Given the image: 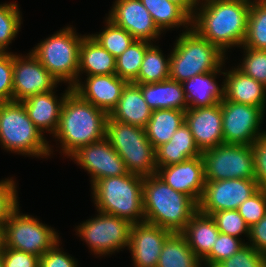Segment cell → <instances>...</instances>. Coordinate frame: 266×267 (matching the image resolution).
<instances>
[{"label": "cell", "mask_w": 266, "mask_h": 267, "mask_svg": "<svg viewBox=\"0 0 266 267\" xmlns=\"http://www.w3.org/2000/svg\"><path fill=\"white\" fill-rule=\"evenodd\" d=\"M249 227L259 222L266 214V190L259 189L237 209Z\"/></svg>", "instance_id": "obj_40"}, {"label": "cell", "mask_w": 266, "mask_h": 267, "mask_svg": "<svg viewBox=\"0 0 266 267\" xmlns=\"http://www.w3.org/2000/svg\"><path fill=\"white\" fill-rule=\"evenodd\" d=\"M0 267H4V262L2 259V254L0 253Z\"/></svg>", "instance_id": "obj_51"}, {"label": "cell", "mask_w": 266, "mask_h": 267, "mask_svg": "<svg viewBox=\"0 0 266 267\" xmlns=\"http://www.w3.org/2000/svg\"><path fill=\"white\" fill-rule=\"evenodd\" d=\"M116 58L105 50L91 35H86L79 48L78 76L115 74ZM81 72V73H80Z\"/></svg>", "instance_id": "obj_28"}, {"label": "cell", "mask_w": 266, "mask_h": 267, "mask_svg": "<svg viewBox=\"0 0 266 267\" xmlns=\"http://www.w3.org/2000/svg\"><path fill=\"white\" fill-rule=\"evenodd\" d=\"M217 70L193 76L182 83L188 108L211 107L224 99V82L222 87L216 83Z\"/></svg>", "instance_id": "obj_24"}, {"label": "cell", "mask_w": 266, "mask_h": 267, "mask_svg": "<svg viewBox=\"0 0 266 267\" xmlns=\"http://www.w3.org/2000/svg\"><path fill=\"white\" fill-rule=\"evenodd\" d=\"M57 242L39 258V267H77V261L64 253Z\"/></svg>", "instance_id": "obj_46"}, {"label": "cell", "mask_w": 266, "mask_h": 267, "mask_svg": "<svg viewBox=\"0 0 266 267\" xmlns=\"http://www.w3.org/2000/svg\"><path fill=\"white\" fill-rule=\"evenodd\" d=\"M3 248V231L2 228H0V253L2 251Z\"/></svg>", "instance_id": "obj_49"}, {"label": "cell", "mask_w": 266, "mask_h": 267, "mask_svg": "<svg viewBox=\"0 0 266 267\" xmlns=\"http://www.w3.org/2000/svg\"><path fill=\"white\" fill-rule=\"evenodd\" d=\"M246 244L247 243H244L237 237L219 232L211 252L202 260V262L219 264L223 260L233 256Z\"/></svg>", "instance_id": "obj_39"}, {"label": "cell", "mask_w": 266, "mask_h": 267, "mask_svg": "<svg viewBox=\"0 0 266 267\" xmlns=\"http://www.w3.org/2000/svg\"><path fill=\"white\" fill-rule=\"evenodd\" d=\"M172 233L145 221L132 224L128 249L135 267H157L165 240Z\"/></svg>", "instance_id": "obj_17"}, {"label": "cell", "mask_w": 266, "mask_h": 267, "mask_svg": "<svg viewBox=\"0 0 266 267\" xmlns=\"http://www.w3.org/2000/svg\"><path fill=\"white\" fill-rule=\"evenodd\" d=\"M105 138L129 173L142 177L157 174L155 148L148 140L145 128L118 122L108 115Z\"/></svg>", "instance_id": "obj_7"}, {"label": "cell", "mask_w": 266, "mask_h": 267, "mask_svg": "<svg viewBox=\"0 0 266 267\" xmlns=\"http://www.w3.org/2000/svg\"><path fill=\"white\" fill-rule=\"evenodd\" d=\"M126 83L116 74L92 75L87 76L85 84L77 81L72 91L109 115L117 106Z\"/></svg>", "instance_id": "obj_20"}, {"label": "cell", "mask_w": 266, "mask_h": 267, "mask_svg": "<svg viewBox=\"0 0 266 267\" xmlns=\"http://www.w3.org/2000/svg\"><path fill=\"white\" fill-rule=\"evenodd\" d=\"M203 263H204L205 267H220L219 264H209V263H205V262H203Z\"/></svg>", "instance_id": "obj_50"}, {"label": "cell", "mask_w": 266, "mask_h": 267, "mask_svg": "<svg viewBox=\"0 0 266 267\" xmlns=\"http://www.w3.org/2000/svg\"><path fill=\"white\" fill-rule=\"evenodd\" d=\"M72 91V87L68 86L62 97L54 94L53 90L45 93L30 96L21 103L28 114V117L34 125L43 133L44 130L50 134L57 131L60 114L65 97Z\"/></svg>", "instance_id": "obj_21"}, {"label": "cell", "mask_w": 266, "mask_h": 267, "mask_svg": "<svg viewBox=\"0 0 266 267\" xmlns=\"http://www.w3.org/2000/svg\"><path fill=\"white\" fill-rule=\"evenodd\" d=\"M185 123V111L177 109L152 110L151 117L145 127L148 140L156 149L170 141L177 129Z\"/></svg>", "instance_id": "obj_29"}, {"label": "cell", "mask_w": 266, "mask_h": 267, "mask_svg": "<svg viewBox=\"0 0 266 267\" xmlns=\"http://www.w3.org/2000/svg\"><path fill=\"white\" fill-rule=\"evenodd\" d=\"M224 79V99L239 104L260 107L265 110L266 87L247 76L237 67L222 73Z\"/></svg>", "instance_id": "obj_22"}, {"label": "cell", "mask_w": 266, "mask_h": 267, "mask_svg": "<svg viewBox=\"0 0 266 267\" xmlns=\"http://www.w3.org/2000/svg\"><path fill=\"white\" fill-rule=\"evenodd\" d=\"M202 261L194 254L182 233H172L163 245L157 267H200Z\"/></svg>", "instance_id": "obj_30"}, {"label": "cell", "mask_w": 266, "mask_h": 267, "mask_svg": "<svg viewBox=\"0 0 266 267\" xmlns=\"http://www.w3.org/2000/svg\"><path fill=\"white\" fill-rule=\"evenodd\" d=\"M144 100L152 110L177 109L186 111L188 104L182 83L167 79L156 83L140 84Z\"/></svg>", "instance_id": "obj_26"}, {"label": "cell", "mask_w": 266, "mask_h": 267, "mask_svg": "<svg viewBox=\"0 0 266 267\" xmlns=\"http://www.w3.org/2000/svg\"><path fill=\"white\" fill-rule=\"evenodd\" d=\"M156 167L169 166L183 162L189 158L201 156L202 151L195 143L190 128L182 124L170 138V141L155 149Z\"/></svg>", "instance_id": "obj_25"}, {"label": "cell", "mask_w": 266, "mask_h": 267, "mask_svg": "<svg viewBox=\"0 0 266 267\" xmlns=\"http://www.w3.org/2000/svg\"><path fill=\"white\" fill-rule=\"evenodd\" d=\"M107 18L136 40L152 42L161 35L141 0H116Z\"/></svg>", "instance_id": "obj_16"}, {"label": "cell", "mask_w": 266, "mask_h": 267, "mask_svg": "<svg viewBox=\"0 0 266 267\" xmlns=\"http://www.w3.org/2000/svg\"><path fill=\"white\" fill-rule=\"evenodd\" d=\"M185 123L202 152L224 144L221 103L211 107L187 108Z\"/></svg>", "instance_id": "obj_19"}, {"label": "cell", "mask_w": 266, "mask_h": 267, "mask_svg": "<svg viewBox=\"0 0 266 267\" xmlns=\"http://www.w3.org/2000/svg\"><path fill=\"white\" fill-rule=\"evenodd\" d=\"M143 178L128 173L97 180L91 185L97 212L117 216L131 224L144 222Z\"/></svg>", "instance_id": "obj_4"}, {"label": "cell", "mask_w": 266, "mask_h": 267, "mask_svg": "<svg viewBox=\"0 0 266 267\" xmlns=\"http://www.w3.org/2000/svg\"><path fill=\"white\" fill-rule=\"evenodd\" d=\"M2 231L3 248L24 251L39 258L59 242L53 228L33 216L22 215L19 207L10 215Z\"/></svg>", "instance_id": "obj_9"}, {"label": "cell", "mask_w": 266, "mask_h": 267, "mask_svg": "<svg viewBox=\"0 0 266 267\" xmlns=\"http://www.w3.org/2000/svg\"><path fill=\"white\" fill-rule=\"evenodd\" d=\"M254 174L259 188L266 190V133L252 143Z\"/></svg>", "instance_id": "obj_44"}, {"label": "cell", "mask_w": 266, "mask_h": 267, "mask_svg": "<svg viewBox=\"0 0 266 267\" xmlns=\"http://www.w3.org/2000/svg\"><path fill=\"white\" fill-rule=\"evenodd\" d=\"M157 175L172 189L191 197L199 204L204 188V163L201 156L183 162L159 167Z\"/></svg>", "instance_id": "obj_18"}, {"label": "cell", "mask_w": 266, "mask_h": 267, "mask_svg": "<svg viewBox=\"0 0 266 267\" xmlns=\"http://www.w3.org/2000/svg\"><path fill=\"white\" fill-rule=\"evenodd\" d=\"M206 182L226 179L255 180L252 146L221 144L201 154Z\"/></svg>", "instance_id": "obj_10"}, {"label": "cell", "mask_w": 266, "mask_h": 267, "mask_svg": "<svg viewBox=\"0 0 266 267\" xmlns=\"http://www.w3.org/2000/svg\"><path fill=\"white\" fill-rule=\"evenodd\" d=\"M4 267H39V257L24 251L2 248Z\"/></svg>", "instance_id": "obj_45"}, {"label": "cell", "mask_w": 266, "mask_h": 267, "mask_svg": "<svg viewBox=\"0 0 266 267\" xmlns=\"http://www.w3.org/2000/svg\"><path fill=\"white\" fill-rule=\"evenodd\" d=\"M220 233L240 237L243 233L249 238L250 227L247 225L238 210H223L211 215Z\"/></svg>", "instance_id": "obj_37"}, {"label": "cell", "mask_w": 266, "mask_h": 267, "mask_svg": "<svg viewBox=\"0 0 266 267\" xmlns=\"http://www.w3.org/2000/svg\"><path fill=\"white\" fill-rule=\"evenodd\" d=\"M28 54L27 57L13 54V101L15 102H22L30 96L55 90L59 83L31 52Z\"/></svg>", "instance_id": "obj_14"}, {"label": "cell", "mask_w": 266, "mask_h": 267, "mask_svg": "<svg viewBox=\"0 0 266 267\" xmlns=\"http://www.w3.org/2000/svg\"><path fill=\"white\" fill-rule=\"evenodd\" d=\"M202 1L204 4L196 7L199 12L195 11L191 18V28L223 53L236 45L242 46L252 0Z\"/></svg>", "instance_id": "obj_1"}, {"label": "cell", "mask_w": 266, "mask_h": 267, "mask_svg": "<svg viewBox=\"0 0 266 267\" xmlns=\"http://www.w3.org/2000/svg\"><path fill=\"white\" fill-rule=\"evenodd\" d=\"M170 54L169 79L183 83L224 65L225 53L200 36L193 28L179 35Z\"/></svg>", "instance_id": "obj_5"}, {"label": "cell", "mask_w": 266, "mask_h": 267, "mask_svg": "<svg viewBox=\"0 0 266 267\" xmlns=\"http://www.w3.org/2000/svg\"><path fill=\"white\" fill-rule=\"evenodd\" d=\"M146 40H135L116 58L115 74L127 82H133L137 77L144 59L146 49L151 45Z\"/></svg>", "instance_id": "obj_34"}, {"label": "cell", "mask_w": 266, "mask_h": 267, "mask_svg": "<svg viewBox=\"0 0 266 267\" xmlns=\"http://www.w3.org/2000/svg\"><path fill=\"white\" fill-rule=\"evenodd\" d=\"M160 31L184 26L191 28V16L177 3L170 0H141ZM186 25V26H185ZM189 28H187L188 26Z\"/></svg>", "instance_id": "obj_31"}, {"label": "cell", "mask_w": 266, "mask_h": 267, "mask_svg": "<svg viewBox=\"0 0 266 267\" xmlns=\"http://www.w3.org/2000/svg\"><path fill=\"white\" fill-rule=\"evenodd\" d=\"M98 213L93 219L78 225L76 232L91 251L103 256L128 247L132 224L117 216Z\"/></svg>", "instance_id": "obj_11"}, {"label": "cell", "mask_w": 266, "mask_h": 267, "mask_svg": "<svg viewBox=\"0 0 266 267\" xmlns=\"http://www.w3.org/2000/svg\"><path fill=\"white\" fill-rule=\"evenodd\" d=\"M256 180L226 179L205 182L198 210L206 215L223 210H237L239 206L259 190Z\"/></svg>", "instance_id": "obj_13"}, {"label": "cell", "mask_w": 266, "mask_h": 267, "mask_svg": "<svg viewBox=\"0 0 266 267\" xmlns=\"http://www.w3.org/2000/svg\"><path fill=\"white\" fill-rule=\"evenodd\" d=\"M221 109L224 144L252 146L259 136L266 133L260 130L265 113L263 108L223 99Z\"/></svg>", "instance_id": "obj_12"}, {"label": "cell", "mask_w": 266, "mask_h": 267, "mask_svg": "<svg viewBox=\"0 0 266 267\" xmlns=\"http://www.w3.org/2000/svg\"><path fill=\"white\" fill-rule=\"evenodd\" d=\"M108 114L71 91L62 105L59 125L53 135L62 152L72 156L81 147L105 138Z\"/></svg>", "instance_id": "obj_2"}, {"label": "cell", "mask_w": 266, "mask_h": 267, "mask_svg": "<svg viewBox=\"0 0 266 267\" xmlns=\"http://www.w3.org/2000/svg\"><path fill=\"white\" fill-rule=\"evenodd\" d=\"M43 136L21 102L0 103V143L5 150L48 157L52 149Z\"/></svg>", "instance_id": "obj_6"}, {"label": "cell", "mask_w": 266, "mask_h": 267, "mask_svg": "<svg viewBox=\"0 0 266 267\" xmlns=\"http://www.w3.org/2000/svg\"><path fill=\"white\" fill-rule=\"evenodd\" d=\"M84 36L67 26L41 41L31 53L58 82L72 87L79 81V48Z\"/></svg>", "instance_id": "obj_8"}, {"label": "cell", "mask_w": 266, "mask_h": 267, "mask_svg": "<svg viewBox=\"0 0 266 267\" xmlns=\"http://www.w3.org/2000/svg\"><path fill=\"white\" fill-rule=\"evenodd\" d=\"M181 233L187 239L191 250L202 261L211 252L219 230L210 215L198 210Z\"/></svg>", "instance_id": "obj_27"}, {"label": "cell", "mask_w": 266, "mask_h": 267, "mask_svg": "<svg viewBox=\"0 0 266 267\" xmlns=\"http://www.w3.org/2000/svg\"><path fill=\"white\" fill-rule=\"evenodd\" d=\"M220 267H266V255L246 244L233 256L219 263Z\"/></svg>", "instance_id": "obj_41"}, {"label": "cell", "mask_w": 266, "mask_h": 267, "mask_svg": "<svg viewBox=\"0 0 266 267\" xmlns=\"http://www.w3.org/2000/svg\"><path fill=\"white\" fill-rule=\"evenodd\" d=\"M241 47L266 50V2L251 1L247 34Z\"/></svg>", "instance_id": "obj_33"}, {"label": "cell", "mask_w": 266, "mask_h": 267, "mask_svg": "<svg viewBox=\"0 0 266 267\" xmlns=\"http://www.w3.org/2000/svg\"><path fill=\"white\" fill-rule=\"evenodd\" d=\"M21 15L16 3L0 5V52H7L8 44L21 27Z\"/></svg>", "instance_id": "obj_36"}, {"label": "cell", "mask_w": 266, "mask_h": 267, "mask_svg": "<svg viewBox=\"0 0 266 267\" xmlns=\"http://www.w3.org/2000/svg\"><path fill=\"white\" fill-rule=\"evenodd\" d=\"M249 241L251 247L266 255V214L252 227H250Z\"/></svg>", "instance_id": "obj_47"}, {"label": "cell", "mask_w": 266, "mask_h": 267, "mask_svg": "<svg viewBox=\"0 0 266 267\" xmlns=\"http://www.w3.org/2000/svg\"><path fill=\"white\" fill-rule=\"evenodd\" d=\"M91 36L115 58L119 57L136 40L108 18L105 29L99 34H92Z\"/></svg>", "instance_id": "obj_35"}, {"label": "cell", "mask_w": 266, "mask_h": 267, "mask_svg": "<svg viewBox=\"0 0 266 267\" xmlns=\"http://www.w3.org/2000/svg\"><path fill=\"white\" fill-rule=\"evenodd\" d=\"M13 101V53L0 52V103Z\"/></svg>", "instance_id": "obj_43"}, {"label": "cell", "mask_w": 266, "mask_h": 267, "mask_svg": "<svg viewBox=\"0 0 266 267\" xmlns=\"http://www.w3.org/2000/svg\"><path fill=\"white\" fill-rule=\"evenodd\" d=\"M151 44L142 61L138 77L133 81L136 84L156 83L169 79L170 55L163 56L162 50Z\"/></svg>", "instance_id": "obj_32"}, {"label": "cell", "mask_w": 266, "mask_h": 267, "mask_svg": "<svg viewBox=\"0 0 266 267\" xmlns=\"http://www.w3.org/2000/svg\"><path fill=\"white\" fill-rule=\"evenodd\" d=\"M91 175V185L106 177H116L129 173L124 161L104 138L98 142L88 144L76 151L71 159Z\"/></svg>", "instance_id": "obj_15"}, {"label": "cell", "mask_w": 266, "mask_h": 267, "mask_svg": "<svg viewBox=\"0 0 266 267\" xmlns=\"http://www.w3.org/2000/svg\"><path fill=\"white\" fill-rule=\"evenodd\" d=\"M180 5L191 17L195 13L196 7L199 6L200 0H170Z\"/></svg>", "instance_id": "obj_48"}, {"label": "cell", "mask_w": 266, "mask_h": 267, "mask_svg": "<svg viewBox=\"0 0 266 267\" xmlns=\"http://www.w3.org/2000/svg\"><path fill=\"white\" fill-rule=\"evenodd\" d=\"M151 114L152 109L143 98L140 84L127 82L109 116L118 122L145 128Z\"/></svg>", "instance_id": "obj_23"}, {"label": "cell", "mask_w": 266, "mask_h": 267, "mask_svg": "<svg viewBox=\"0 0 266 267\" xmlns=\"http://www.w3.org/2000/svg\"><path fill=\"white\" fill-rule=\"evenodd\" d=\"M145 222L181 233L198 204L186 194L172 189L157 174L143 178Z\"/></svg>", "instance_id": "obj_3"}, {"label": "cell", "mask_w": 266, "mask_h": 267, "mask_svg": "<svg viewBox=\"0 0 266 267\" xmlns=\"http://www.w3.org/2000/svg\"><path fill=\"white\" fill-rule=\"evenodd\" d=\"M15 182L10 178L0 181V228L19 207Z\"/></svg>", "instance_id": "obj_42"}, {"label": "cell", "mask_w": 266, "mask_h": 267, "mask_svg": "<svg viewBox=\"0 0 266 267\" xmlns=\"http://www.w3.org/2000/svg\"><path fill=\"white\" fill-rule=\"evenodd\" d=\"M242 48L246 55L237 68L266 87V50Z\"/></svg>", "instance_id": "obj_38"}]
</instances>
